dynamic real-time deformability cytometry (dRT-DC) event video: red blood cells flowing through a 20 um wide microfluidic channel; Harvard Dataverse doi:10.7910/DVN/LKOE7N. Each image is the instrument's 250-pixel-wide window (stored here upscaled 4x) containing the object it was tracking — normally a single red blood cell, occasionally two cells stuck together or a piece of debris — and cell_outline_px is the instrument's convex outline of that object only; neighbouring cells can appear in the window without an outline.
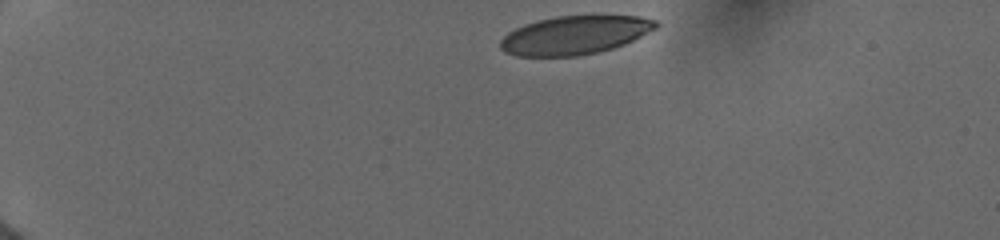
{"species": "human", "species_latin": "Homo sapiens", "temperature_condition": "cold", "stored_images_in_passage": 34, "camera_frame_rate_fps": 3000, "um_per_image_px": 0.085, "donor": {"sex": "female"}, "frame": {"image": 1, "passage_image": 1, "time_ms": 0.0, "image_size_px": [1000, 240], "cell_outline_px": [[660, 24], [656, 28], [624, 44], [600, 52], [576, 56], [516, 56], [504, 52], [500, 48], [500, 40], [508, 32], [524, 24], [556, 16], [640, 16], [656, 20]], "centroid_in_image_um": [48.84, 2.99], "position_along_channel_um": 36.2, "area_um2": 34.8}}
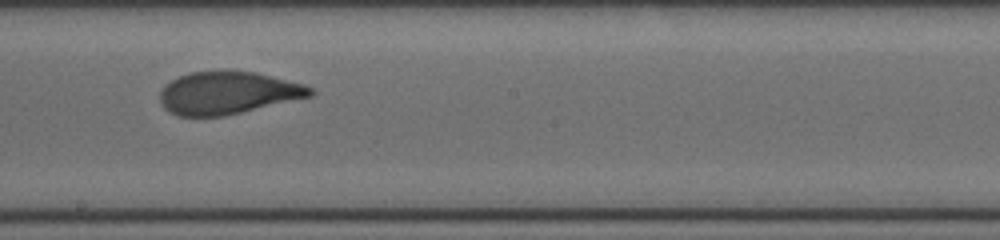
{"frame": {"image": 2, "passage_image": 20, "time_ms": 7.0, "image_size_px": [1000, 240], "cell_outline_px": [[316, 92], [312, 96], [224, 116], [180, 116], [168, 112], [160, 104], [160, 92], [164, 84], [180, 76], [192, 72], [256, 72], [304, 84], [312, 88]], "centroid_in_image_um": [19.36, 7.91], "position_along_channel_um": 228.8, "area_um2": 36.99}}
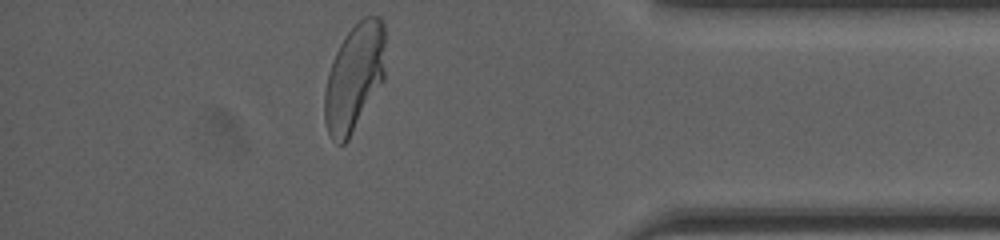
{"frame": {"image": 3, "passage_image": 34, "time_ms": 12.0, "image_size_px": [1000, 240], "cell_outline_px": [[384, 80], [348, 140], [344, 144], [336, 144], [332, 140], [328, 132], [324, 120], [324, 92], [328, 72], [332, 60], [344, 36], [364, 16], [380, 16], [384, 24]], "centroid_in_image_um": [30.1, 6.6], "position_along_channel_um": 405.1, "area_um2": 38.09}, "authors_computed_cell_mechanics": {"area_um2": 38.148, "velocity_mm_per_s": 3.956, "shape_relaxation_time_tau1_ms": 5.1224, "shape_relaxation_time_tau2_ms": 0.7401, "deformation_change_tau1": 0.2065, "deformation_change_tau2": 0.0609}}